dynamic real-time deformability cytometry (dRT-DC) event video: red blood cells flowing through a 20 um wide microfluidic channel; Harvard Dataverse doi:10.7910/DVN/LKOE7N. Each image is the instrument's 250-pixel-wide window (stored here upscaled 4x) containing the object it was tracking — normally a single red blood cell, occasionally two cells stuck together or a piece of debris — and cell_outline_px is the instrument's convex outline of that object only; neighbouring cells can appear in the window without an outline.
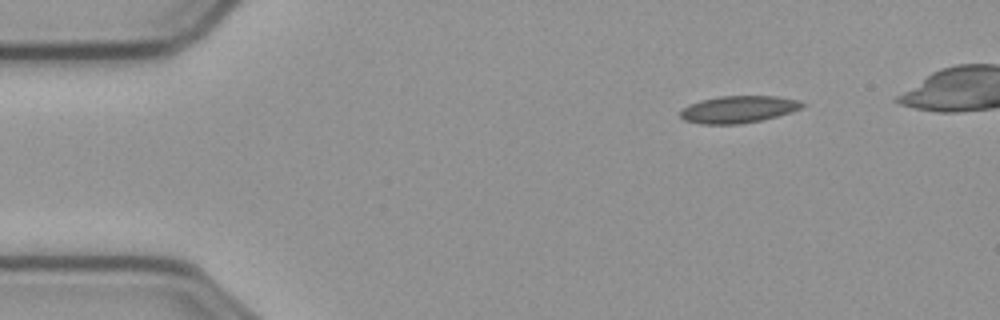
{"species": "common noctule bat (a hibernating species)", "species_latin": "Nyctalus noctula", "temperature_condition": "cold", "stored_images_in_passage": 45, "camera_frame_rate_fps": 3000, "um_per_image_px": 0.085, "animal": {"sex": "male", "body_mass_g": 23.1, "forearm_length_mm": 52.7}, "frame": {"image": 1, "passage_image": 1, "time_ms": 0.0, "image_size_px": [1000, 320], "cell_outline_px": [[808, 104], [804, 108], [792, 112], [760, 120], [740, 124], [700, 124], [684, 120], [680, 116], [680, 112], [688, 104], [700, 100], [720, 96], [776, 96], [800, 100]], "centroid_in_image_um": [62.8, 9.29], "position_along_channel_um": 22.2, "area_um2": 19.42}}
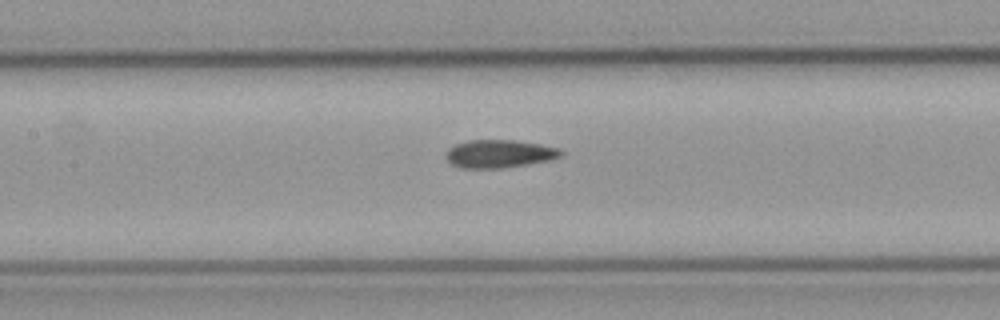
{"frame": {"image": 2, "passage_image": 19, "time_ms": 6.0, "image_size_px": [1000, 320], "cell_outline_px": [[564, 152], [560, 156], [552, 160], [500, 168], [460, 168], [452, 164], [444, 156], [448, 148], [456, 144], [468, 140], [516, 140], [540, 144], [560, 148]], "centroid_in_image_um": [42.44, 13.06], "position_along_channel_um": 165.0, "area_um2": 18.84}}
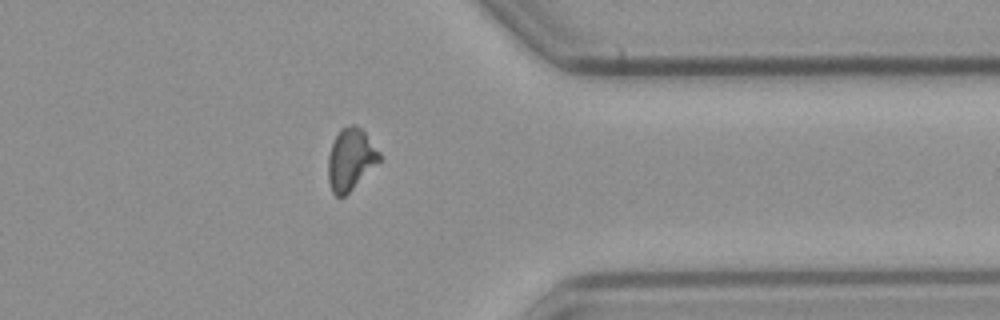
{"frame": {"image": 3, "passage_image": 38, "time_ms": 12.333, "image_size_px": [1000, 320], "cell_outline_px": [[380, 160], [344, 196], [336, 196], [332, 192], [328, 180], [328, 156], [332, 144], [340, 128], [352, 124], [356, 124], [364, 132], [380, 152]], "centroid_in_image_um": [29.78, 13.52], "position_along_channel_um": 381.6, "area_um2": 18.09}}